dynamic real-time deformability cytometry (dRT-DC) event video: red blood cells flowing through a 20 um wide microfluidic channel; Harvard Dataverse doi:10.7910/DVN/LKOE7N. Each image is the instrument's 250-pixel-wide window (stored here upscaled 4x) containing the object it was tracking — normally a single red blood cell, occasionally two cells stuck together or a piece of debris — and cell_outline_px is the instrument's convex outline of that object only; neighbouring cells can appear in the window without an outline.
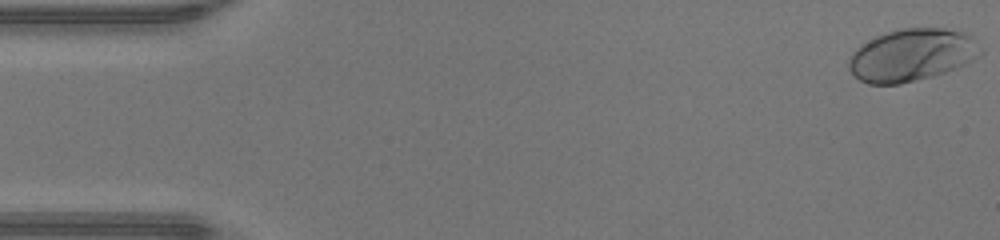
{"species": "human", "species_latin": "Homo sapiens", "temperature_condition": "warm", "stored_images_in_passage": 42, "camera_frame_rate_fps": 3000, "um_per_image_px": 0.085, "donor": {"sex": "male"}, "frame": {"image": 1, "passage_image": 1, "time_ms": 0.0, "image_size_px": [1000, 240], "cell_outline_px": [[984, 52], [972, 60], [956, 68], [932, 76], [900, 84], [868, 84], [860, 80], [848, 68], [848, 60], [852, 52], [860, 44], [876, 36], [900, 28], [944, 28], [968, 32], [972, 36]], "centroid_in_image_um": [77.51, 4.66], "position_along_channel_um": 7.5, "area_um2": 40.34}}
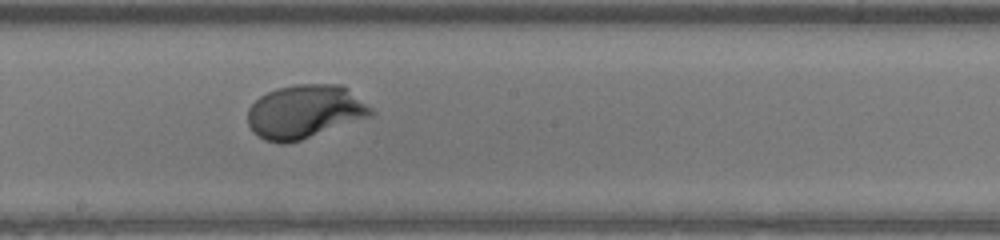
{"frame": {"image": 2, "passage_image": 26, "time_ms": 8.333, "image_size_px": [1000, 240], "cell_outline_px": [[376, 112], [372, 116], [288, 144], [280, 144], [264, 140], [252, 132], [248, 124], [248, 108], [260, 96], [276, 88], [296, 84], [340, 84], [372, 108]], "centroid_in_image_um": [25.88, 9.5], "position_along_channel_um": 222.3, "area_um2": 38.44}}
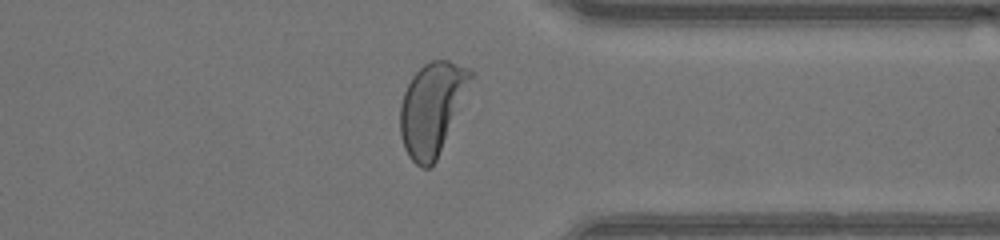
{"frame": {"image": 3, "passage_image": 37, "time_ms": 12.0, "image_size_px": [1000, 240], "cell_outline_px": [[476, 72], [436, 160], [428, 168], [420, 168], [408, 156], [404, 148], [400, 136], [400, 104], [404, 92], [412, 76], [424, 64], [432, 60], [448, 60], [472, 68]], "centroid_in_image_um": [36.72, 9.19], "position_along_channel_um": 374.7, "area_um2": 37.86}}